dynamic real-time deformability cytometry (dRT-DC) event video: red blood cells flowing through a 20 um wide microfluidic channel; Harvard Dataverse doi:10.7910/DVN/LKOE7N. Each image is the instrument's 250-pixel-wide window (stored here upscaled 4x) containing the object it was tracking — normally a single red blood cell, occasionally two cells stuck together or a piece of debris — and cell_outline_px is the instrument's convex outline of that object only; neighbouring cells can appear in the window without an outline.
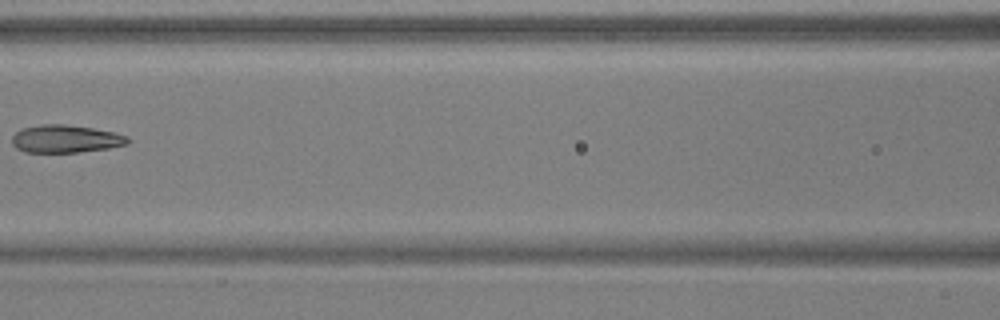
{"species": "common noctule bat (a hibernating species)", "species_latin": "Nyctalus noctula", "temperature_condition": "warm", "stored_images_in_passage": 5, "camera_frame_rate_fps": 3000, "um_per_image_px": 0.085, "animal": {"sex": "male", "body_mass_g": 17.9, "forearm_length_mm": 54.2}, "frame": {"image": 1, "passage_image": 4, "time_ms": 1.0, "image_size_px": [1000, 320], "cell_outline_px": [[132, 140], [128, 144], [108, 148], [76, 152], [24, 152], [16, 148], [12, 144], [12, 136], [16, 132], [24, 128], [40, 124], [64, 124], [92, 128], [112, 132], [128, 136]], "centroid_in_image_um": [5.58, 11.8], "position_along_channel_um": 161.0, "area_um2": 18.67}}
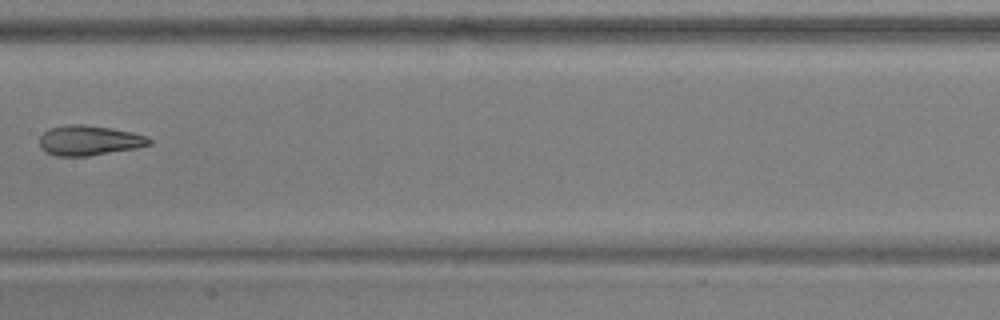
{"frame": {"image": 2, "passage_image": 5, "time_ms": 1.333, "image_size_px": [1000, 320], "cell_outline_px": [[152, 144], [136, 148], [88, 156], [56, 156], [40, 148], [40, 136], [48, 128], [68, 124], [84, 124], [132, 132], [148, 136], [152, 140]], "centroid_in_image_um": [7.58, 11.93], "position_along_channel_um": 199.8, "area_um2": 19.19}}